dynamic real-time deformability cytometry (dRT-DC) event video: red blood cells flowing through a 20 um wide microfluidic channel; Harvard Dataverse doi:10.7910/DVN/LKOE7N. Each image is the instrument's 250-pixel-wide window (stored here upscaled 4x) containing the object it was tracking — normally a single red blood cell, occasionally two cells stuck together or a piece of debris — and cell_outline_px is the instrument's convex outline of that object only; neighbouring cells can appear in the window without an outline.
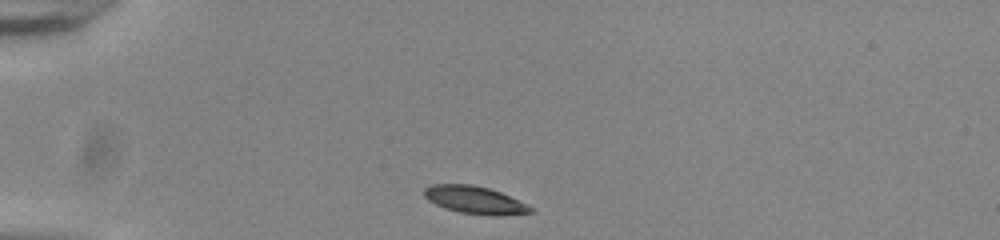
{"species": "common noctule bat (a hibernating species)", "species_latin": "Nyctalus noctula", "temperature_condition": "room temperature", "stored_images_in_passage": 36, "camera_frame_rate_fps": 3000, "um_per_image_px": 0.085, "animal": {"sex": "male", "body_mass_g": 20.0, "forearm_length_mm": 53.3}, "frame": {"image": 1, "passage_image": 1, "time_ms": 0.0, "image_size_px": [1000, 240], "cell_outline_px": [[532, 212], [496, 216], [460, 212], [444, 208], [428, 200], [424, 196], [424, 188], [432, 184], [472, 184], [488, 188], [500, 192], [532, 208]], "centroid_in_image_um": [40.29, 16.99], "position_along_channel_um": 44.7, "area_um2": 16.76}}
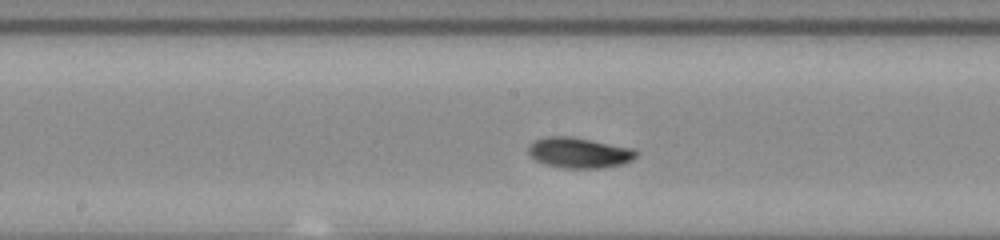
{"frame": {"image": 2, "passage_image": 16, "time_ms": 5.0, "image_size_px": [1000, 240], "cell_outline_px": [[636, 156], [632, 160], [624, 164], [604, 168], [564, 168], [544, 164], [536, 160], [528, 152], [528, 144], [536, 140], [548, 136], [572, 136], [636, 148]], "centroid_in_image_um": [49.26, 12.98], "position_along_channel_um": 198.9, "area_um2": 19.42}}
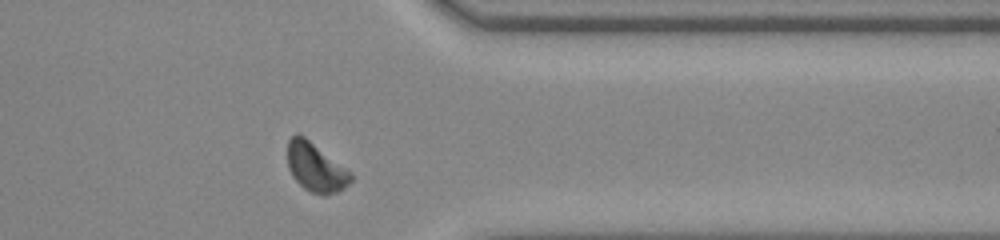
{"frame": {"image": 3, "passage_image": 31, "time_ms": 10.0, "image_size_px": [1000, 240], "cell_outline_px": [[352, 180], [344, 188], [336, 192], [324, 196], [312, 192], [304, 188], [292, 176], [288, 168], [288, 140], [292, 136], [304, 136], [352, 172]], "centroid_in_image_um": [26.85, 14.25], "position_along_channel_um": 384.6, "area_um2": 17.8}, "authors_computed_cell_mechanics": {"area_um2": 18.3226, "velocity_mm_per_s": 3.8227, "shape_relaxation_time_tau1_ms": 3.6268, "shape_relaxation_time_tau2_ms": null, "deformation_change_tau1": 0.1253, "deformation_change_tau2": null}}